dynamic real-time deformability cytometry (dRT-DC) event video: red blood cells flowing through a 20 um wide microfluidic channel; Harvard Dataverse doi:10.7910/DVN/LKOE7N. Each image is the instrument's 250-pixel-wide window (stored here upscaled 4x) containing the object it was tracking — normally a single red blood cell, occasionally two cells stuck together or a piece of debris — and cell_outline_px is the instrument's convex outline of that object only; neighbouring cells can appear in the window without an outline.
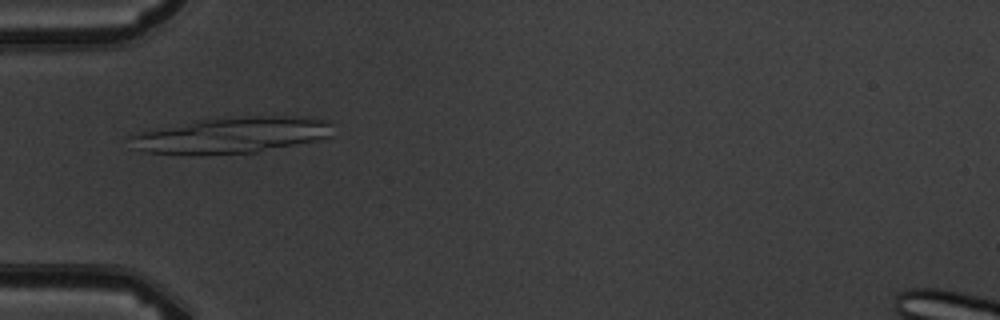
{"species": "common noctule bat (a hibernating species)", "species_latin": "Nyctalus noctula", "temperature_condition": "warm", "stored_images_in_passage": 5, "camera_frame_rate_fps": 3000, "um_per_image_px": 0.085, "animal": {"sex": "male", "body_mass_g": 19.5, "forearm_length_mm": 54.6}, "frame": {"image": 1, "passage_image": 5, "time_ms": 4.667, "image_size_px": [1000, 320], "cell_outline_px": [[332, 136], [316, 140], [256, 152], [192, 156], [148, 152], [132, 148], [128, 136], [140, 132], [196, 120], [248, 116], [304, 116], [328, 120], [332, 124]], "centroid_in_image_um": [19.68, 11.5], "position_along_channel_um": 65.3, "area_um2": 43.0}}